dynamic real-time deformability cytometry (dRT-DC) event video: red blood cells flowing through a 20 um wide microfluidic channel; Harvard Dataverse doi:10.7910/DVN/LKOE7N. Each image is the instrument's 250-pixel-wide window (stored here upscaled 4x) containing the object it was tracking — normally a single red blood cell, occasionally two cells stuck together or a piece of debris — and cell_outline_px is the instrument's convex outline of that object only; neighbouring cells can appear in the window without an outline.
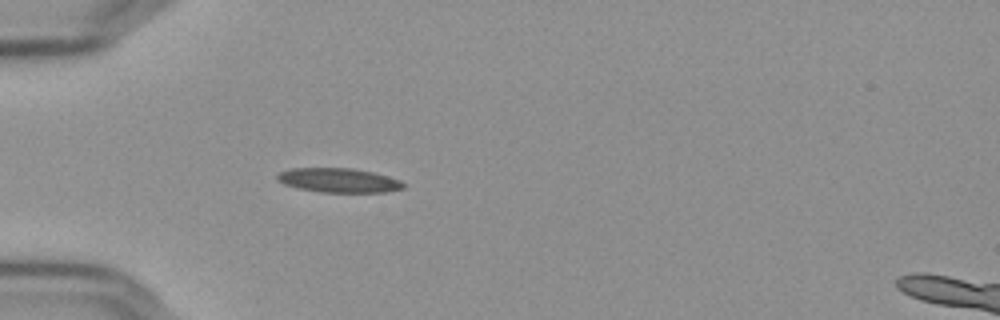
{"species": "Egyptian fruit bat (a non-hibernating species)", "species_latin": "Rousettus aegyptiacus", "temperature_condition": "cold", "stored_images_in_passage": 1, "camera_frame_rate_fps": 3000, "um_per_image_px": 0.085, "frame": {"image": 1, "passage_image": 1, "time_ms": 0.0, "image_size_px": [1000, 320], "cell_outline_px": [[404, 188], [388, 192], [320, 192], [300, 188], [284, 184], [276, 180], [276, 176], [280, 172], [292, 168], [352, 168], [372, 172], [388, 176], [400, 180], [404, 184]], "centroid_in_image_um": [28.79, 15.32], "position_along_channel_um": 56.2, "area_um2": 17.8}}